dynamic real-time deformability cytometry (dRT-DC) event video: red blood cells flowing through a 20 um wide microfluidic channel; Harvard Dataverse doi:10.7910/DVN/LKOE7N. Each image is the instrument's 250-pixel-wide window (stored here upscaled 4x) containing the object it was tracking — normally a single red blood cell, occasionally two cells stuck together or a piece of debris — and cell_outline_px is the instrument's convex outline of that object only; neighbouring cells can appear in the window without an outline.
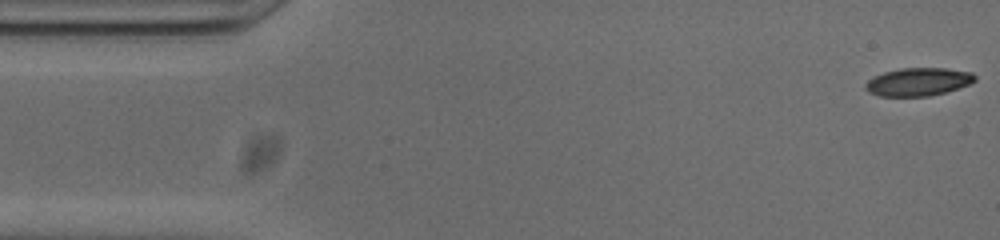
{"species": "common noctule bat (a hibernating species)", "species_latin": "Nyctalus noctula", "temperature_condition": "cold", "stored_images_in_passage": 52, "camera_frame_rate_fps": 3000, "um_per_image_px": 0.085, "animal": {"sex": "male", "body_mass_g": 20.0, "forearm_length_mm": 53.3}, "frame": {"image": 1, "passage_image": 1, "time_ms": 0.0, "image_size_px": [1000, 240], "cell_outline_px": [[976, 80], [968, 84], [944, 92], [928, 96], [880, 96], [868, 92], [864, 88], [864, 84], [868, 80], [884, 72], [900, 68], [944, 68], [972, 72], [976, 76]], "centroid_in_image_um": [78.02, 6.95], "position_along_channel_um": 7.0, "area_um2": 17.74}}
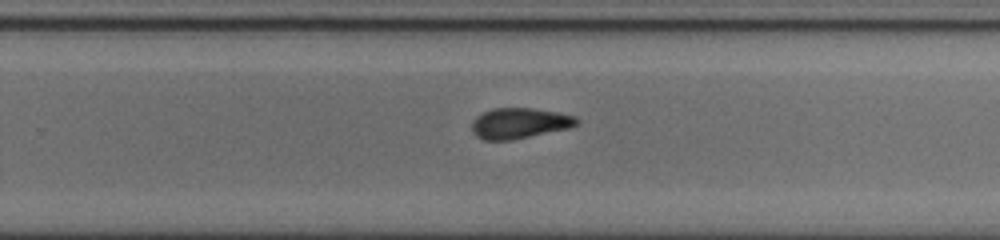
{"frame": {"image": 2, "passage_image": 32, "time_ms": 10.333, "image_size_px": [1000, 240], "cell_outline_px": [[580, 124], [568, 128], [512, 140], [484, 140], [476, 136], [472, 132], [472, 120], [476, 116], [492, 108], [532, 108], [556, 112], [576, 116], [580, 120]], "centroid_in_image_um": [44.15, 10.47], "position_along_channel_um": 285.6, "area_um2": 18.79}}
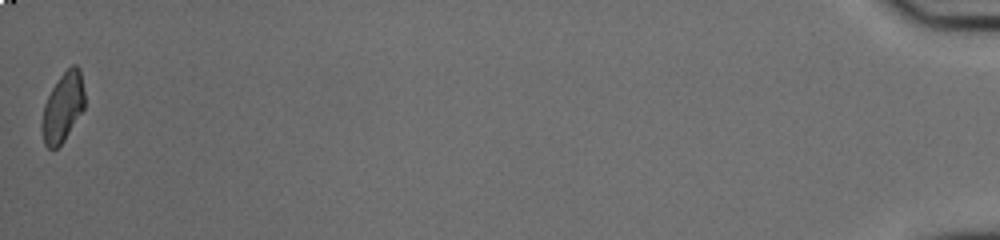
{"frame": {"image": 3, "passage_image": 52, "time_ms": 17.0, "image_size_px": [1000, 240], "cell_outline_px": [[84, 108], [64, 140], [56, 148], [48, 148], [44, 144], [40, 124], [44, 104], [52, 88], [60, 76], [72, 64], [76, 64], [80, 68], [84, 92]], "centroid_in_image_um": [5.32, 9.11], "position_along_channel_um": 429.9, "area_um2": 17.17}, "authors_computed_cell_mechanics": {"area_um2": 18.7272, "velocity_mm_per_s": 3.8239, "shape_relaxation_time_tau1_ms": 5.4002, "shape_relaxation_time_tau2_ms": 3.9833, "deformation_change_tau1": 0.1502, "deformation_change_tau2": 0.091}}